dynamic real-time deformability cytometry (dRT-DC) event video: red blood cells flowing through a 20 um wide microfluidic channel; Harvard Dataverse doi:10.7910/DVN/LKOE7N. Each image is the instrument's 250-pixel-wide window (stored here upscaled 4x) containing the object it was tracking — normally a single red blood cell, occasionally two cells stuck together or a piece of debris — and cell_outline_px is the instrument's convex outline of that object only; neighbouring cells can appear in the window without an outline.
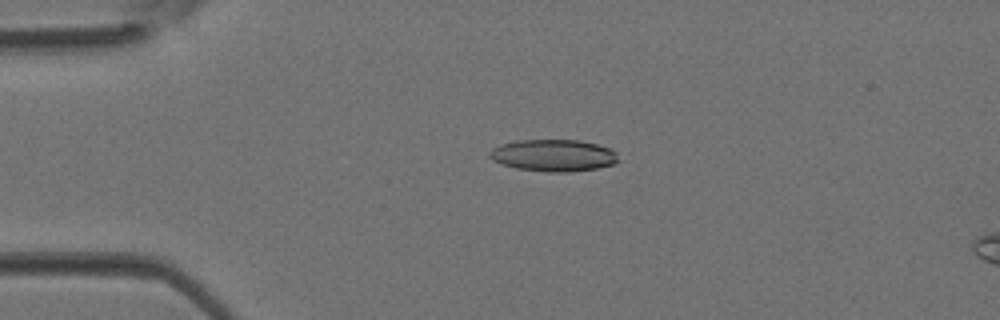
{"species": "Egyptian fruit bat (a non-hibernating species)", "species_latin": "Rousettus aegyptiacus", "temperature_condition": "room temperature", "stored_images_in_passage": 3, "camera_frame_rate_fps": 3000, "um_per_image_px": 0.085, "animal": {"sex": "female"}, "frame": {"image": 1, "passage_image": 2, "time_ms": 0.333, "image_size_px": [1000, 320], "cell_outline_px": [[620, 160], [616, 164], [596, 168], [568, 172], [548, 172], [516, 168], [492, 160], [488, 156], [488, 152], [492, 148], [500, 144], [516, 140], [580, 140], [596, 144], [608, 148], [616, 152]], "centroid_in_image_um": [47.04, 13.2], "position_along_channel_um": 38.0, "area_um2": 24.04}}